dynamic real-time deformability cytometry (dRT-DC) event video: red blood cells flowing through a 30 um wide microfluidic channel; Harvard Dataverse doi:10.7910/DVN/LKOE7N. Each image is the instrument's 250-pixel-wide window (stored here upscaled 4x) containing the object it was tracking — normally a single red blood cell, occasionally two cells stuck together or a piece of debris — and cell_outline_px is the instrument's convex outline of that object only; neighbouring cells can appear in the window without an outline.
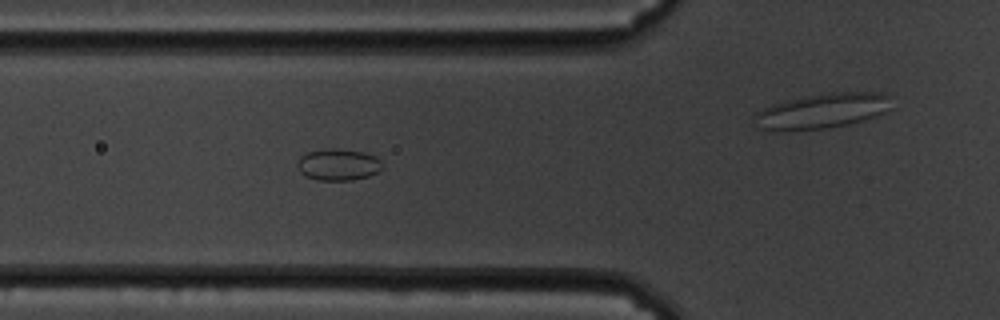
{"species": "common noctule bat (a hibernating species)", "species_latin": "Nyctalus noctula", "temperature_condition": "cold", "stored_images_in_passage": 49, "camera_frame_rate_fps": 3000, "um_per_image_px": 0.085, "animal": {"sex": "male", "body_mass_g": 19.5, "forearm_length_mm": 54.6}, "frame": {"image": 1, "passage_image": 21, "time_ms": 6.667, "image_size_px": [1000, 320], "cell_outline_px": [[384, 168], [368, 176], [352, 180], [316, 180], [300, 172], [296, 164], [300, 156], [308, 152], [324, 148], [336, 148], [364, 152], [376, 156], [380, 160]], "centroid_in_image_um": [28.75, 13.98], "position_along_channel_um": 97.1, "area_um2": 15.78}}
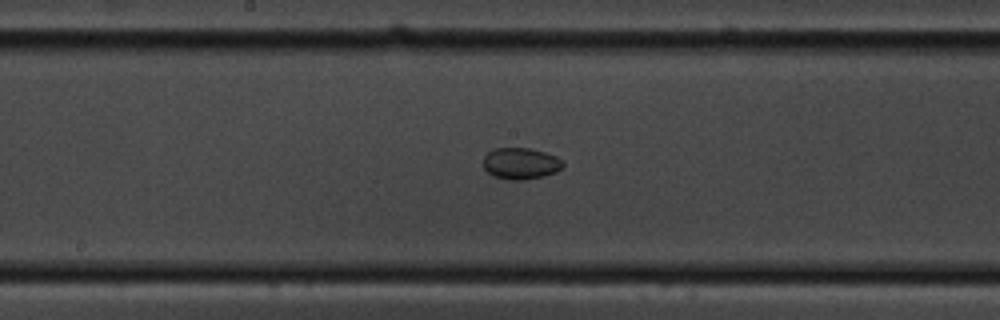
{"frame": {"image": 2, "passage_image": 30, "time_ms": 9.667, "image_size_px": [1000, 320], "cell_outline_px": [[564, 164], [556, 172], [544, 176], [524, 180], [508, 180], [492, 176], [484, 168], [484, 156], [492, 148], [528, 148], [544, 152], [556, 156]], "centroid_in_image_um": [44.23, 13.9], "position_along_channel_um": 204.0, "area_um2": 14.62}}
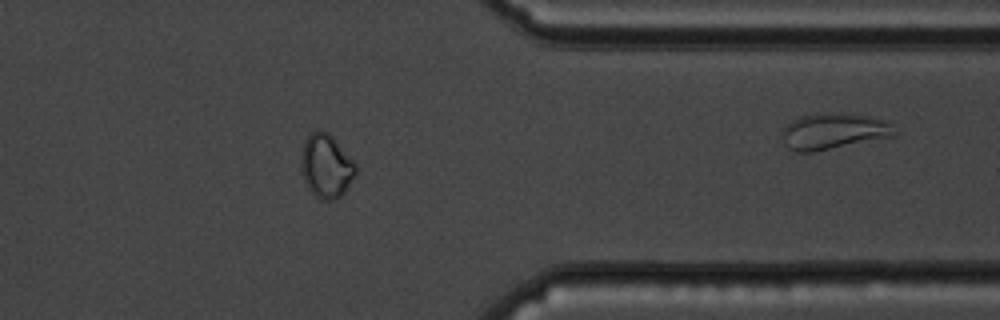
{"frame": {"image": 3, "passage_image": 46, "time_ms": 15.0, "image_size_px": [1000, 320], "cell_outline_px": [[356, 176], [344, 192], [340, 196], [332, 200], [320, 200], [308, 188], [304, 180], [300, 164], [304, 144], [308, 136], [312, 132], [328, 132], [332, 136], [356, 164]], "centroid_in_image_um": [27.74, 14.15], "position_along_channel_um": 383.7, "area_um2": 19.94}}